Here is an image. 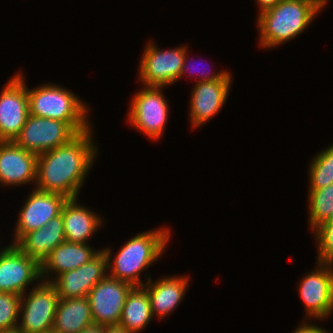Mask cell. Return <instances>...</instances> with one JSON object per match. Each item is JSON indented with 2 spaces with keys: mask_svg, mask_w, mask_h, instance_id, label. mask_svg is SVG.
<instances>
[{
  "mask_svg": "<svg viewBox=\"0 0 333 333\" xmlns=\"http://www.w3.org/2000/svg\"><path fill=\"white\" fill-rule=\"evenodd\" d=\"M312 232L318 244L317 262L333 263V222H323Z\"/></svg>",
  "mask_w": 333,
  "mask_h": 333,
  "instance_id": "cell-26",
  "label": "cell"
},
{
  "mask_svg": "<svg viewBox=\"0 0 333 333\" xmlns=\"http://www.w3.org/2000/svg\"><path fill=\"white\" fill-rule=\"evenodd\" d=\"M27 94L30 115L67 122L78 134L92 128L88 105L64 86L44 83L33 89L27 87Z\"/></svg>",
  "mask_w": 333,
  "mask_h": 333,
  "instance_id": "cell-4",
  "label": "cell"
},
{
  "mask_svg": "<svg viewBox=\"0 0 333 333\" xmlns=\"http://www.w3.org/2000/svg\"><path fill=\"white\" fill-rule=\"evenodd\" d=\"M309 227L311 230L328 219L333 211V183L325 188L308 190Z\"/></svg>",
  "mask_w": 333,
  "mask_h": 333,
  "instance_id": "cell-24",
  "label": "cell"
},
{
  "mask_svg": "<svg viewBox=\"0 0 333 333\" xmlns=\"http://www.w3.org/2000/svg\"><path fill=\"white\" fill-rule=\"evenodd\" d=\"M39 283V284H38ZM32 290L21 295L17 332L50 333L59 296L51 282L38 281Z\"/></svg>",
  "mask_w": 333,
  "mask_h": 333,
  "instance_id": "cell-5",
  "label": "cell"
},
{
  "mask_svg": "<svg viewBox=\"0 0 333 333\" xmlns=\"http://www.w3.org/2000/svg\"><path fill=\"white\" fill-rule=\"evenodd\" d=\"M80 333H104V326L92 324L82 330Z\"/></svg>",
  "mask_w": 333,
  "mask_h": 333,
  "instance_id": "cell-30",
  "label": "cell"
},
{
  "mask_svg": "<svg viewBox=\"0 0 333 333\" xmlns=\"http://www.w3.org/2000/svg\"><path fill=\"white\" fill-rule=\"evenodd\" d=\"M292 333H329L328 330L312 323L311 321H305L300 324ZM331 333V332H330Z\"/></svg>",
  "mask_w": 333,
  "mask_h": 333,
  "instance_id": "cell-28",
  "label": "cell"
},
{
  "mask_svg": "<svg viewBox=\"0 0 333 333\" xmlns=\"http://www.w3.org/2000/svg\"><path fill=\"white\" fill-rule=\"evenodd\" d=\"M151 302L144 286H133L126 298L119 327L130 333H139L151 322Z\"/></svg>",
  "mask_w": 333,
  "mask_h": 333,
  "instance_id": "cell-22",
  "label": "cell"
},
{
  "mask_svg": "<svg viewBox=\"0 0 333 333\" xmlns=\"http://www.w3.org/2000/svg\"><path fill=\"white\" fill-rule=\"evenodd\" d=\"M92 130L90 128L68 144L38 155L35 189L61 194L68 199L79 197L78 193L98 154Z\"/></svg>",
  "mask_w": 333,
  "mask_h": 333,
  "instance_id": "cell-1",
  "label": "cell"
},
{
  "mask_svg": "<svg viewBox=\"0 0 333 333\" xmlns=\"http://www.w3.org/2000/svg\"><path fill=\"white\" fill-rule=\"evenodd\" d=\"M163 87L142 86L132 97L128 112V123L147 138L160 139L165 131L169 114L168 102Z\"/></svg>",
  "mask_w": 333,
  "mask_h": 333,
  "instance_id": "cell-6",
  "label": "cell"
},
{
  "mask_svg": "<svg viewBox=\"0 0 333 333\" xmlns=\"http://www.w3.org/2000/svg\"><path fill=\"white\" fill-rule=\"evenodd\" d=\"M77 200V198L67 199L61 210L65 240L87 244V240L93 237L103 220L95 211L77 203Z\"/></svg>",
  "mask_w": 333,
  "mask_h": 333,
  "instance_id": "cell-19",
  "label": "cell"
},
{
  "mask_svg": "<svg viewBox=\"0 0 333 333\" xmlns=\"http://www.w3.org/2000/svg\"><path fill=\"white\" fill-rule=\"evenodd\" d=\"M0 333H18L16 330L13 331H0Z\"/></svg>",
  "mask_w": 333,
  "mask_h": 333,
  "instance_id": "cell-33",
  "label": "cell"
},
{
  "mask_svg": "<svg viewBox=\"0 0 333 333\" xmlns=\"http://www.w3.org/2000/svg\"><path fill=\"white\" fill-rule=\"evenodd\" d=\"M108 273L107 257L101 249L88 263L79 268L64 272L51 282L59 299L87 297L89 291Z\"/></svg>",
  "mask_w": 333,
  "mask_h": 333,
  "instance_id": "cell-14",
  "label": "cell"
},
{
  "mask_svg": "<svg viewBox=\"0 0 333 333\" xmlns=\"http://www.w3.org/2000/svg\"><path fill=\"white\" fill-rule=\"evenodd\" d=\"M104 333H130V332L117 325V326H104Z\"/></svg>",
  "mask_w": 333,
  "mask_h": 333,
  "instance_id": "cell-31",
  "label": "cell"
},
{
  "mask_svg": "<svg viewBox=\"0 0 333 333\" xmlns=\"http://www.w3.org/2000/svg\"><path fill=\"white\" fill-rule=\"evenodd\" d=\"M77 135L67 122L29 114L14 142L21 148L39 155L68 144Z\"/></svg>",
  "mask_w": 333,
  "mask_h": 333,
  "instance_id": "cell-8",
  "label": "cell"
},
{
  "mask_svg": "<svg viewBox=\"0 0 333 333\" xmlns=\"http://www.w3.org/2000/svg\"><path fill=\"white\" fill-rule=\"evenodd\" d=\"M41 279L40 263L8 244L0 251V292L25 295L29 285Z\"/></svg>",
  "mask_w": 333,
  "mask_h": 333,
  "instance_id": "cell-11",
  "label": "cell"
},
{
  "mask_svg": "<svg viewBox=\"0 0 333 333\" xmlns=\"http://www.w3.org/2000/svg\"><path fill=\"white\" fill-rule=\"evenodd\" d=\"M299 283L306 319H327L333 312V263L317 262L316 269L306 273Z\"/></svg>",
  "mask_w": 333,
  "mask_h": 333,
  "instance_id": "cell-9",
  "label": "cell"
},
{
  "mask_svg": "<svg viewBox=\"0 0 333 333\" xmlns=\"http://www.w3.org/2000/svg\"><path fill=\"white\" fill-rule=\"evenodd\" d=\"M187 57H188V59H187ZM188 61H189V56H188V53L186 52L185 57H184V61H183V67H182V71H181V74H180V78L184 74H188V72H189L188 70H190V69H192L194 67V66L192 67V64L189 65ZM190 66H191V68H190ZM189 74H190V72H189ZM231 75L232 74L229 73V70L228 71L227 70H222V71H220L218 73H214L213 72V74L211 72L210 73L208 72L207 74H205V72L202 71V73L199 76V78H198V76L196 77V80L198 79L197 82H209V81H214V80H217V79H232Z\"/></svg>",
  "mask_w": 333,
  "mask_h": 333,
  "instance_id": "cell-27",
  "label": "cell"
},
{
  "mask_svg": "<svg viewBox=\"0 0 333 333\" xmlns=\"http://www.w3.org/2000/svg\"><path fill=\"white\" fill-rule=\"evenodd\" d=\"M146 275L148 280L143 286L150 297L152 316L163 319L182 302L190 278L185 275L165 276L153 282L150 273Z\"/></svg>",
  "mask_w": 333,
  "mask_h": 333,
  "instance_id": "cell-17",
  "label": "cell"
},
{
  "mask_svg": "<svg viewBox=\"0 0 333 333\" xmlns=\"http://www.w3.org/2000/svg\"><path fill=\"white\" fill-rule=\"evenodd\" d=\"M130 283L106 275L88 294L94 324L117 326L130 289Z\"/></svg>",
  "mask_w": 333,
  "mask_h": 333,
  "instance_id": "cell-12",
  "label": "cell"
},
{
  "mask_svg": "<svg viewBox=\"0 0 333 333\" xmlns=\"http://www.w3.org/2000/svg\"><path fill=\"white\" fill-rule=\"evenodd\" d=\"M62 214L45 226L24 235L15 245L40 264L61 243L65 242Z\"/></svg>",
  "mask_w": 333,
  "mask_h": 333,
  "instance_id": "cell-20",
  "label": "cell"
},
{
  "mask_svg": "<svg viewBox=\"0 0 333 333\" xmlns=\"http://www.w3.org/2000/svg\"><path fill=\"white\" fill-rule=\"evenodd\" d=\"M151 40L145 45L139 63L138 78L144 86L164 87L180 79L186 52L185 45L160 50Z\"/></svg>",
  "mask_w": 333,
  "mask_h": 333,
  "instance_id": "cell-7",
  "label": "cell"
},
{
  "mask_svg": "<svg viewBox=\"0 0 333 333\" xmlns=\"http://www.w3.org/2000/svg\"><path fill=\"white\" fill-rule=\"evenodd\" d=\"M94 324L88 297L59 299L52 332L80 333Z\"/></svg>",
  "mask_w": 333,
  "mask_h": 333,
  "instance_id": "cell-21",
  "label": "cell"
},
{
  "mask_svg": "<svg viewBox=\"0 0 333 333\" xmlns=\"http://www.w3.org/2000/svg\"><path fill=\"white\" fill-rule=\"evenodd\" d=\"M309 190H317L333 183V143L311 160L308 169Z\"/></svg>",
  "mask_w": 333,
  "mask_h": 333,
  "instance_id": "cell-23",
  "label": "cell"
},
{
  "mask_svg": "<svg viewBox=\"0 0 333 333\" xmlns=\"http://www.w3.org/2000/svg\"><path fill=\"white\" fill-rule=\"evenodd\" d=\"M21 296L0 292V331L17 330Z\"/></svg>",
  "mask_w": 333,
  "mask_h": 333,
  "instance_id": "cell-25",
  "label": "cell"
},
{
  "mask_svg": "<svg viewBox=\"0 0 333 333\" xmlns=\"http://www.w3.org/2000/svg\"><path fill=\"white\" fill-rule=\"evenodd\" d=\"M100 250L96 251L89 244L65 241L57 246L40 264L41 279L52 282L53 273L57 277L64 272L79 268L88 263ZM50 274H52V277Z\"/></svg>",
  "mask_w": 333,
  "mask_h": 333,
  "instance_id": "cell-18",
  "label": "cell"
},
{
  "mask_svg": "<svg viewBox=\"0 0 333 333\" xmlns=\"http://www.w3.org/2000/svg\"><path fill=\"white\" fill-rule=\"evenodd\" d=\"M329 0H281L258 13L259 46L275 48L300 35Z\"/></svg>",
  "mask_w": 333,
  "mask_h": 333,
  "instance_id": "cell-2",
  "label": "cell"
},
{
  "mask_svg": "<svg viewBox=\"0 0 333 333\" xmlns=\"http://www.w3.org/2000/svg\"><path fill=\"white\" fill-rule=\"evenodd\" d=\"M24 78L16 73L0 93V141H14L26 123L29 100Z\"/></svg>",
  "mask_w": 333,
  "mask_h": 333,
  "instance_id": "cell-10",
  "label": "cell"
},
{
  "mask_svg": "<svg viewBox=\"0 0 333 333\" xmlns=\"http://www.w3.org/2000/svg\"><path fill=\"white\" fill-rule=\"evenodd\" d=\"M257 4L259 6V13L274 7L276 4H278L281 0H256Z\"/></svg>",
  "mask_w": 333,
  "mask_h": 333,
  "instance_id": "cell-29",
  "label": "cell"
},
{
  "mask_svg": "<svg viewBox=\"0 0 333 333\" xmlns=\"http://www.w3.org/2000/svg\"><path fill=\"white\" fill-rule=\"evenodd\" d=\"M38 155L14 141H0V183L4 186L36 184Z\"/></svg>",
  "mask_w": 333,
  "mask_h": 333,
  "instance_id": "cell-15",
  "label": "cell"
},
{
  "mask_svg": "<svg viewBox=\"0 0 333 333\" xmlns=\"http://www.w3.org/2000/svg\"><path fill=\"white\" fill-rule=\"evenodd\" d=\"M232 79L196 82L190 96V121L199 128L218 114L227 101Z\"/></svg>",
  "mask_w": 333,
  "mask_h": 333,
  "instance_id": "cell-16",
  "label": "cell"
},
{
  "mask_svg": "<svg viewBox=\"0 0 333 333\" xmlns=\"http://www.w3.org/2000/svg\"><path fill=\"white\" fill-rule=\"evenodd\" d=\"M169 230L160 228L137 234L121 247L115 259L111 258V249L104 247L107 269L111 271L107 275L133 286H143L146 282L141 280V274L164 254L171 236Z\"/></svg>",
  "mask_w": 333,
  "mask_h": 333,
  "instance_id": "cell-3",
  "label": "cell"
},
{
  "mask_svg": "<svg viewBox=\"0 0 333 333\" xmlns=\"http://www.w3.org/2000/svg\"><path fill=\"white\" fill-rule=\"evenodd\" d=\"M324 222H333V211H332L331 215L328 217V219Z\"/></svg>",
  "mask_w": 333,
  "mask_h": 333,
  "instance_id": "cell-32",
  "label": "cell"
},
{
  "mask_svg": "<svg viewBox=\"0 0 333 333\" xmlns=\"http://www.w3.org/2000/svg\"><path fill=\"white\" fill-rule=\"evenodd\" d=\"M67 199L61 194L32 189L19 212L12 244L15 245L24 235L45 226L60 215Z\"/></svg>",
  "mask_w": 333,
  "mask_h": 333,
  "instance_id": "cell-13",
  "label": "cell"
}]
</instances>
